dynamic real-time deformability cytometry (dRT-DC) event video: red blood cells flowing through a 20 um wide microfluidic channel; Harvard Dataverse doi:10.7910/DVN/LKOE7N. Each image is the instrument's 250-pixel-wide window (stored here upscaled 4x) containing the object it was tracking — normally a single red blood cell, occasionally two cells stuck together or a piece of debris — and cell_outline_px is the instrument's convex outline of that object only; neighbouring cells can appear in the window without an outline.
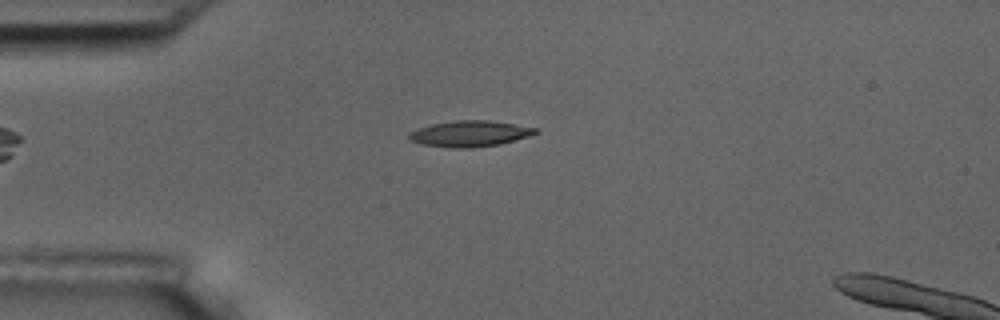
{"species": "common noctule bat (a hibernating species)", "species_latin": "Nyctalus noctula", "temperature_condition": "room temperature", "stored_images_in_passage": 51, "camera_frame_rate_fps": 3000, "um_per_image_px": 0.085, "animal": {"sex": "male", "body_mass_g": 17.5, "forearm_length_mm": 52.3}, "frame": {"image": 1, "passage_image": 9, "time_ms": 2.667, "image_size_px": [1000, 320], "cell_outline_px": [[540, 132], [528, 136], [500, 144], [472, 148], [452, 148], [424, 144], [408, 140], [408, 132], [432, 124], [456, 120], [492, 120], [536, 128]], "centroid_in_image_um": [39.93, 11.36], "position_along_channel_um": 45.1, "area_um2": 19.07}}
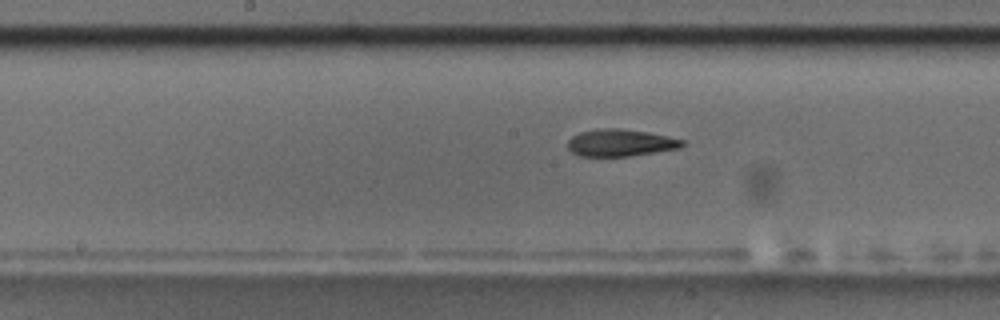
{"frame": {"image": 2, "passage_image": 23, "time_ms": 7.333, "image_size_px": [1000, 320], "cell_outline_px": [[684, 144], [680, 148], [628, 156], [580, 156], [572, 152], [568, 148], [568, 140], [572, 136], [580, 132], [600, 128], [620, 128], [648, 132], [684, 140]], "centroid_in_image_um": [52.71, 12.13], "position_along_channel_um": 195.5, "area_um2": 17.98}}
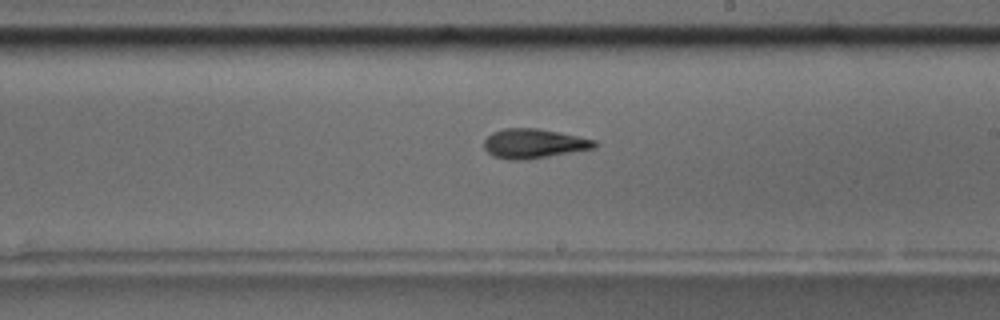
{"frame": {"image": 3, "passage_image": 27, "time_ms": 8.667, "image_size_px": [1000, 320], "cell_outline_px": [[596, 148], [528, 160], [508, 160], [492, 156], [484, 148], [484, 140], [492, 132], [504, 128], [536, 128], [596, 140]], "centroid_in_image_um": [45.34, 12.22], "position_along_channel_um": 243.7, "area_um2": 19.02}, "authors_computed_cell_mechanics": {"area_um2": 18.3804, "velocity_mm_per_s": 3.622, "shape_relaxation_time_tau1_ms": 6.5221, "shape_relaxation_time_tau2_ms": 4.4127, "deformation_change_tau1": 0.1992, "deformation_change_tau2": 0.1378}}